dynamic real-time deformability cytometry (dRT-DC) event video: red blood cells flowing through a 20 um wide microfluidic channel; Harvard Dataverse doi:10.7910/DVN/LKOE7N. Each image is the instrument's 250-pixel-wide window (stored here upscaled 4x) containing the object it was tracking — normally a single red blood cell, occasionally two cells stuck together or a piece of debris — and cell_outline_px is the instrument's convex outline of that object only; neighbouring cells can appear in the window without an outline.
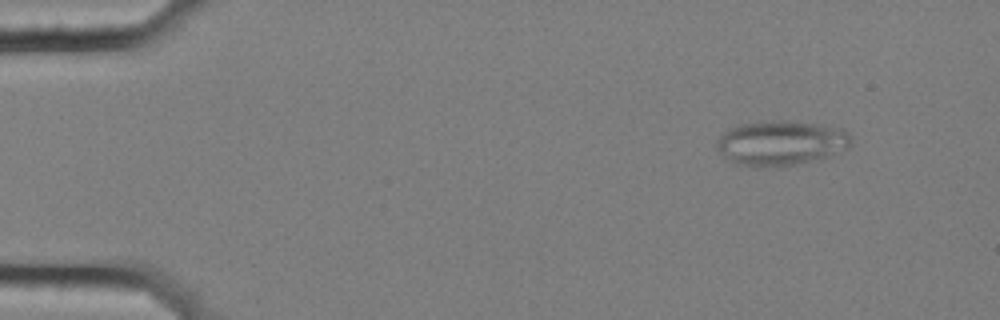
{"species": "common noctule bat (a hibernating species)", "species_latin": "Nyctalus noctula", "temperature_condition": "cold", "stored_images_in_passage": 57, "segment_of_instrument_passage": [1, 2], "camera_frame_rate_fps": 3000, "um_per_image_px": 0.085, "animal": {"sex": "female", "body_mass_g": 25.1}, "frame": {"image": 1, "passage_image": 6, "time_ms": 1.667, "image_size_px": [1000, 320], "cell_outline_px": [[852, 144], [848, 148], [828, 156], [796, 164], [760, 168], [732, 164], [716, 148], [716, 140], [724, 132], [740, 124], [772, 120], [788, 120], [844, 128], [852, 136]], "centroid_in_image_um": [66.38, 12.15], "position_along_channel_um": 18.6, "area_um2": 35.43}}